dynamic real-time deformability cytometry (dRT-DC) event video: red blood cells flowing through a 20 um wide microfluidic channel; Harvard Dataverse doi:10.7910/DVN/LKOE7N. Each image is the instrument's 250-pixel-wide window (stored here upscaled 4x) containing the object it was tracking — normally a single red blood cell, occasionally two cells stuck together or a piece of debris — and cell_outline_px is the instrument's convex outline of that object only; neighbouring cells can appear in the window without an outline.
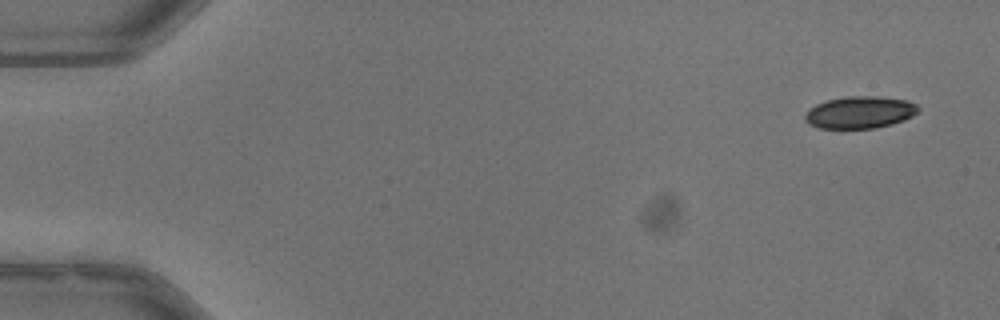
{"species": "common noctule bat (a hibernating species)", "species_latin": "Nyctalus noctula", "temperature_condition": "warm", "stored_images_in_passage": 50, "camera_frame_rate_fps": 3000, "um_per_image_px": 0.085, "animal": {"sex": "male", "body_mass_g": 13.3}, "frame": {"image": 1, "passage_image": 1, "time_ms": 0.0, "image_size_px": [1000, 320], "cell_outline_px": [[920, 108], [912, 116], [904, 120], [892, 124], [876, 128], [820, 128], [808, 124], [804, 120], [804, 116], [816, 104], [828, 100], [848, 96], [876, 96], [904, 100], [916, 104]], "centroid_in_image_um": [73.09, 9.56], "position_along_channel_um": 11.9, "area_um2": 20.98}}
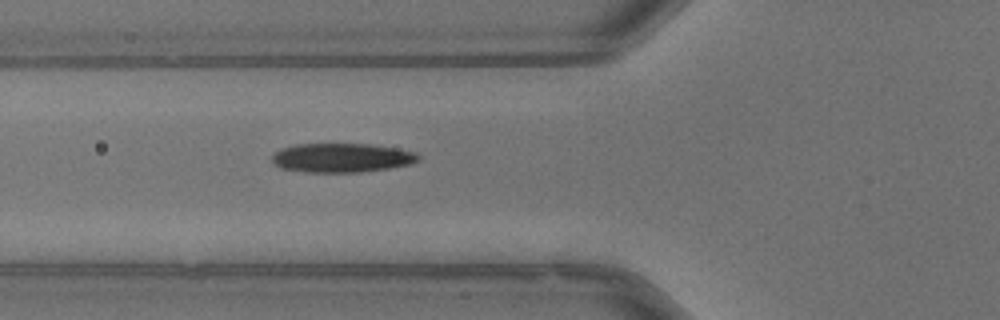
{"frame": {"image": 2, "passage_image": 18, "time_ms": 5.667, "image_size_px": [1000, 320], "cell_outline_px": [[420, 160], [412, 164], [388, 168], [360, 172], [308, 172], [280, 168], [272, 160], [272, 156], [276, 152], [284, 148], [296, 144], [372, 144], [396, 148], [416, 152], [420, 156]], "centroid_in_image_um": [29.1, 13.41], "position_along_channel_um": 96.7, "area_um2": 24.74}}
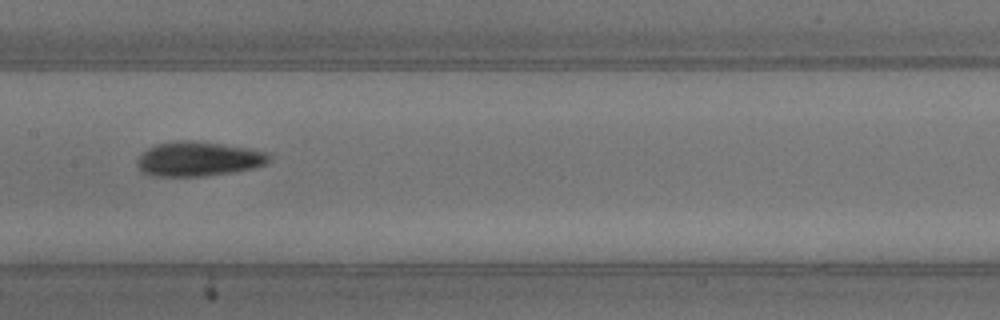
{"frame": {"image": 3, "passage_image": 25, "time_ms": 8.0, "image_size_px": [1000, 320], "cell_outline_px": [[272, 160], [264, 164], [252, 168], [232, 172], [204, 176], [152, 176], [144, 172], [136, 164], [136, 160], [148, 148], [156, 144], [172, 140], [192, 140], [252, 148], [272, 152]], "centroid_in_image_um": [16.92, 13.49], "position_along_channel_um": 190.5, "area_um2": 26.88}, "authors_computed_cell_mechanics": {"area_um2": 24.3627, "velocity_mm_per_s": 3.9837, "shape_relaxation_time_tau1_ms": 3.502, "shape_relaxation_time_tau2_ms": 3.2941, "deformation_change_tau1": 0.1563, "deformation_change_tau2": 0.0873}}